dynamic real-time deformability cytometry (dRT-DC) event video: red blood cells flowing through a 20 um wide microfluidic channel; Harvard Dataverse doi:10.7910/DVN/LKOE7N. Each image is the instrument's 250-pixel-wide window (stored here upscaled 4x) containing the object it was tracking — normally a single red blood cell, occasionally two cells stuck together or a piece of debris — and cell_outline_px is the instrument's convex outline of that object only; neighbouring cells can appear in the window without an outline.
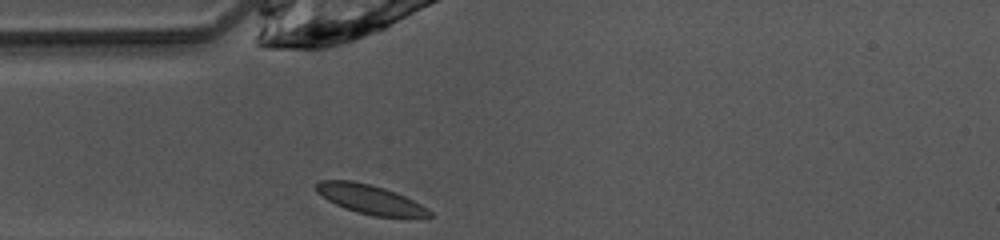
{"species": "common noctule bat (a hibernating species)", "species_latin": "Nyctalus noctula", "temperature_condition": "warm", "stored_images_in_passage": 28, "camera_frame_rate_fps": 3000, "um_per_image_px": 0.085, "animal": {"sex": "female", "body_mass_g": 10.0, "forearm_length_mm": 53.1}, "frame": {"image": 1, "passage_image": 1, "time_ms": 0.0, "image_size_px": [1000, 240], "cell_outline_px": [[432, 216], [372, 216], [356, 212], [344, 208], [328, 200], [316, 192], [316, 184], [320, 180], [352, 180], [384, 188], [396, 192], [428, 208], [432, 212]], "centroid_in_image_um": [31.41, 16.93], "position_along_channel_um": 53.6, "area_um2": 18.96}}
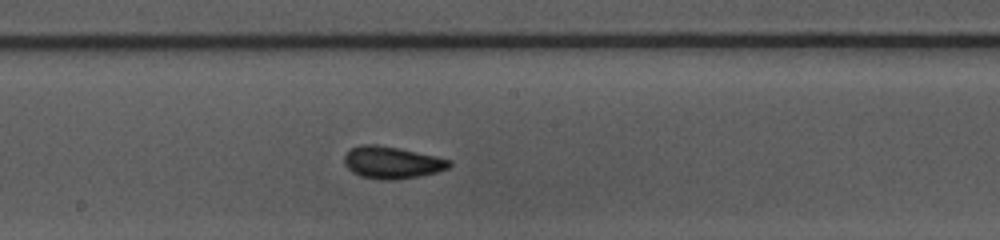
{"frame": {"image": 2, "passage_image": 13, "time_ms": 4.0, "image_size_px": [1000, 240], "cell_outline_px": [[452, 164], [448, 168], [436, 172], [416, 176], [392, 180], [380, 180], [360, 176], [352, 172], [344, 164], [344, 156], [352, 148], [364, 144], [376, 144], [400, 148], [436, 156], [452, 160]], "centroid_in_image_um": [33.31, 13.81], "position_along_channel_um": 214.9, "area_um2": 19.59}}
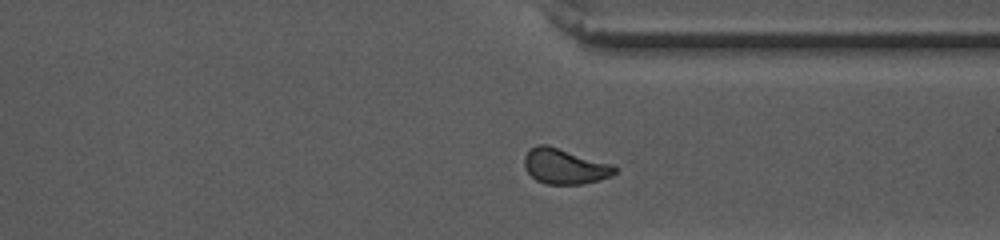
{"frame": {"image": 3, "passage_image": 24, "time_ms": 7.667, "image_size_px": [1000, 240], "cell_outline_px": [[620, 168], [612, 176], [600, 180], [580, 184], [544, 184], [536, 180], [528, 172], [524, 164], [524, 156], [536, 144], [548, 144], [612, 164]], "centroid_in_image_um": [48.03, 14.13], "position_along_channel_um": 363.4, "area_um2": 18.79}, "authors_computed_cell_mechanics": {"area_um2": 18.6405, "velocity_mm_per_s": 4.0756, "shape_relaxation_time_tau1_ms": 5.2469, "shape_relaxation_time_tau2_ms": 1.2743, "deformation_change_tau1": 0.1219, "deformation_change_tau2": 0.0507}}